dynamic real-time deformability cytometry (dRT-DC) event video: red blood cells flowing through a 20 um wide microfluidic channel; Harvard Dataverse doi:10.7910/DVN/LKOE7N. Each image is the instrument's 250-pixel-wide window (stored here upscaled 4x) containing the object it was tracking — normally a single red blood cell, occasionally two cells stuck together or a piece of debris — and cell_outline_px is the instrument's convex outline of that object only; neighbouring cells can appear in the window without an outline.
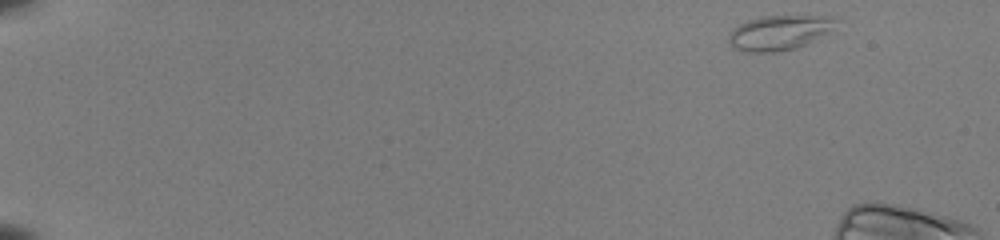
{"species": "common noctule bat (a hibernating species)", "species_latin": "Nyctalus noctula", "temperature_condition": "room temperature", "stored_images_in_passage": 11, "camera_frame_rate_fps": 3000, "um_per_image_px": 0.085, "animal": {"sex": "female", "body_mass_g": 22.0, "forearm_length_mm": 56.7}, "frame": {"image": 1, "passage_image": 1, "time_ms": 0.0, "image_size_px": [1000, 240], "cell_outline_px": [[836, 20], [828, 32], [816, 40], [796, 48], [776, 52], [744, 52], [732, 48], [728, 40], [728, 32], [732, 28], [748, 20], [764, 16], [836, 16]], "centroid_in_image_um": [66.17, 2.79], "position_along_channel_um": 18.8, "area_um2": 21.79}}